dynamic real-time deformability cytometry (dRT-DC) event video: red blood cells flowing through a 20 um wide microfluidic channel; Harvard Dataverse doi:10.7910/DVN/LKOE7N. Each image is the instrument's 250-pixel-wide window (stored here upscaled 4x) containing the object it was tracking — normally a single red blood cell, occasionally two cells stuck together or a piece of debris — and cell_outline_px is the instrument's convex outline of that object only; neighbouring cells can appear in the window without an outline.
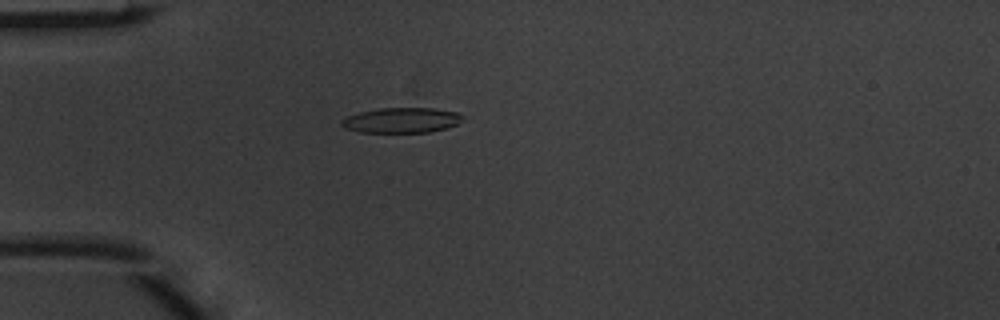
{"species": "common noctule bat (a hibernating species)", "species_latin": "Nyctalus noctula", "temperature_condition": "warm", "stored_images_in_passage": 2, "camera_frame_rate_fps": 3000, "um_per_image_px": 0.085, "animal": {"sex": "male", "body_mass_g": 20.1, "forearm_length_mm": 53.5}, "frame": {"image": 1, "passage_image": 2, "time_ms": 0.333, "image_size_px": [1000, 320], "cell_outline_px": [[464, 116], [456, 124], [448, 128], [428, 132], [360, 132], [344, 128], [340, 124], [340, 120], [348, 116], [360, 112], [380, 108], [436, 108], [456, 112]], "centroid_in_image_um": [34.11, 10.22], "position_along_channel_um": 50.9, "area_um2": 17.74}}